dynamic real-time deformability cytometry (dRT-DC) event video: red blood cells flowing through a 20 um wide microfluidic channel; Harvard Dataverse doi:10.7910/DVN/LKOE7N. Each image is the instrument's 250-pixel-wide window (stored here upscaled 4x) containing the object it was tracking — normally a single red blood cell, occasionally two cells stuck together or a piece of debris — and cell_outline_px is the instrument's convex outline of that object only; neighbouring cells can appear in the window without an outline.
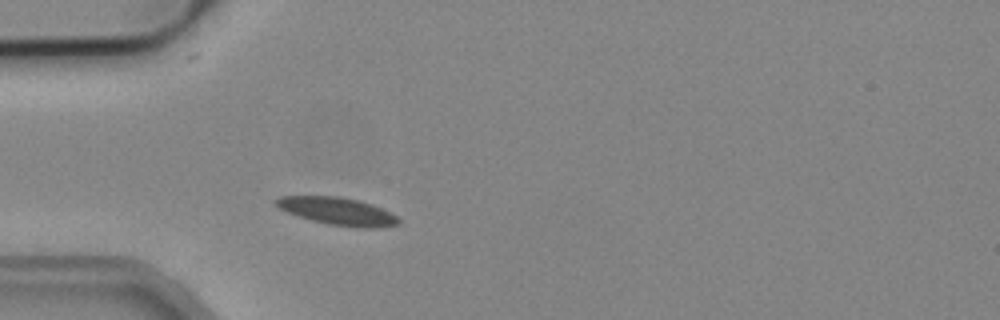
{"species": "common noctule bat (a hibernating species)", "species_latin": "Nyctalus noctula", "temperature_condition": "cold", "stored_images_in_passage": 2, "camera_frame_rate_fps": 3000, "um_per_image_px": 0.085, "animal": {"sex": "male", "body_mass_g": 19.2, "forearm_length_mm": 51.8}, "frame": {"image": 1, "passage_image": 2, "time_ms": 0.333, "image_size_px": [1000, 320], "cell_outline_px": [[400, 224], [376, 228], [360, 228], [328, 224], [312, 220], [288, 212], [280, 208], [276, 204], [276, 200], [280, 196], [340, 196], [360, 200], [372, 204], [396, 216], [400, 220]], "centroid_in_image_um": [28.73, 17.95], "position_along_channel_um": 56.3, "area_um2": 19.48}}